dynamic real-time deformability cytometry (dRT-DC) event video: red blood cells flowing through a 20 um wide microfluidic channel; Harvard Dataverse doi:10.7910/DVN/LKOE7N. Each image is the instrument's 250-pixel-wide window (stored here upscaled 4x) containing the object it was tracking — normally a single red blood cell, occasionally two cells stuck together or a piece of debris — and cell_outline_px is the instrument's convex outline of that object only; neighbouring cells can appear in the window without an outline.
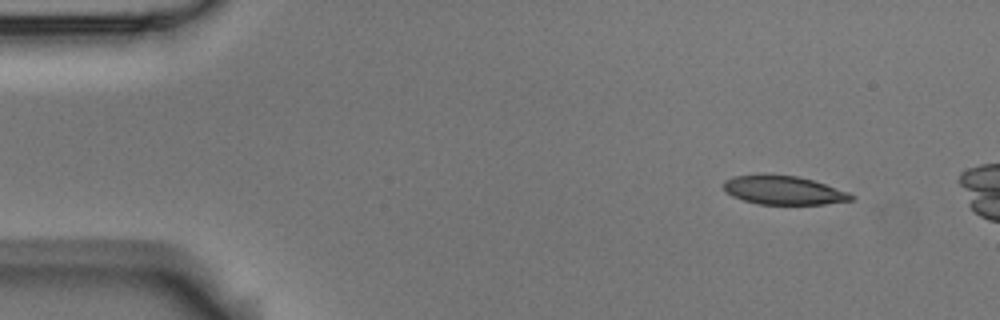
{"species": "Egyptian fruit bat (a non-hibernating species)", "species_latin": "Rousettus aegyptiacus", "temperature_condition": "room temperature", "stored_images_in_passage": 5, "camera_frame_rate_fps": 3000, "um_per_image_px": 0.085, "animal": {"sex": "male"}, "frame": {"image": 1, "passage_image": 1, "time_ms": 0.0, "image_size_px": [1000, 320], "cell_outline_px": [[856, 196], [852, 200], [824, 204], [760, 204], [744, 200], [732, 196], [724, 192], [724, 180], [732, 176], [796, 176], [812, 180], [848, 192]], "centroid_in_image_um": [66.6, 16.19], "position_along_channel_um": 18.4, "area_um2": 20.81}}
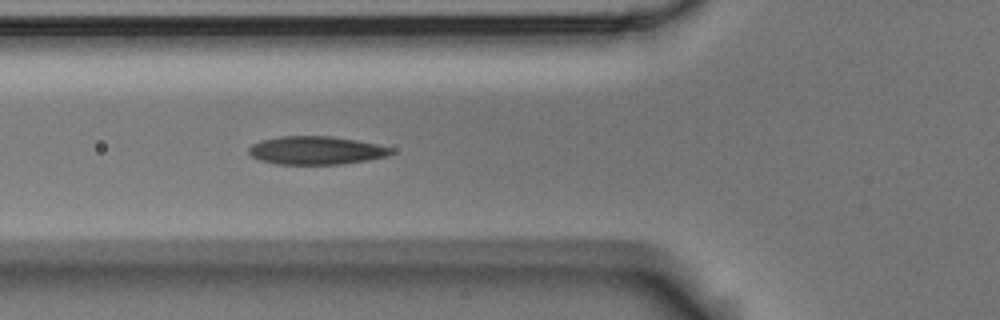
{"frame": {"image": 2, "passage_image": 5, "time_ms": 1.333, "image_size_px": [1000, 320], "cell_outline_px": [[392, 152], [388, 156], [340, 164], [276, 164], [260, 160], [252, 156], [248, 152], [248, 148], [252, 144], [260, 140], [280, 136], [332, 136], [356, 140], [376, 144], [392, 148]], "centroid_in_image_um": [26.82, 12.77], "position_along_channel_um": 99.0, "area_um2": 23.29}}